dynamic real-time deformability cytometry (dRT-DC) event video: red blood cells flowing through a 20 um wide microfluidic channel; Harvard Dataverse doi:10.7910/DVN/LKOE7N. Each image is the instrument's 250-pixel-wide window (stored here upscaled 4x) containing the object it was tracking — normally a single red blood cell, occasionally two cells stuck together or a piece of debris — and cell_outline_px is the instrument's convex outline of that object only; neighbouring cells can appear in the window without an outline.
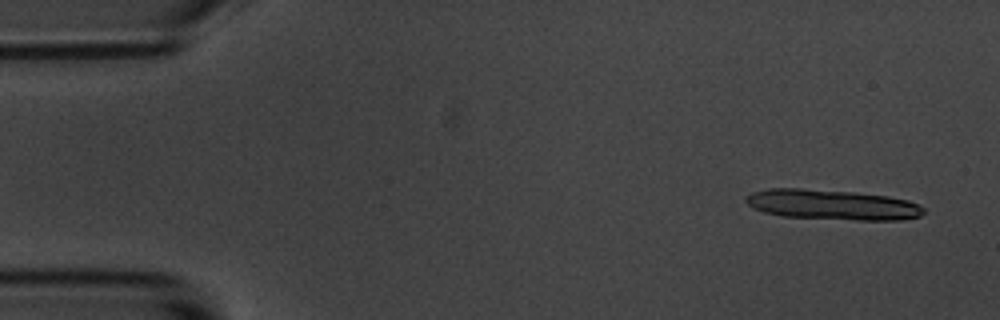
{"species": "common noctule bat (a hibernating species)", "species_latin": "Nyctalus noctula", "temperature_condition": "room temperature", "stored_images_in_passage": 3, "camera_frame_rate_fps": 3000, "um_per_image_px": 0.085, "animal": {"sex": "male", "body_mass_g": 20.1, "forearm_length_mm": 53.5}, "frame": {"image": 1, "passage_image": 1, "time_ms": 0.0, "image_size_px": [1000, 320], "cell_outline_px": [[924, 212], [920, 216], [900, 220], [856, 220], [784, 216], [764, 212], [752, 208], [744, 200], [752, 192], [768, 188], [800, 188], [852, 192], [888, 196], [908, 200], [924, 208]], "centroid_in_image_um": [70.73, 17.4], "position_along_channel_um": 14.3, "area_um2": 31.15}}